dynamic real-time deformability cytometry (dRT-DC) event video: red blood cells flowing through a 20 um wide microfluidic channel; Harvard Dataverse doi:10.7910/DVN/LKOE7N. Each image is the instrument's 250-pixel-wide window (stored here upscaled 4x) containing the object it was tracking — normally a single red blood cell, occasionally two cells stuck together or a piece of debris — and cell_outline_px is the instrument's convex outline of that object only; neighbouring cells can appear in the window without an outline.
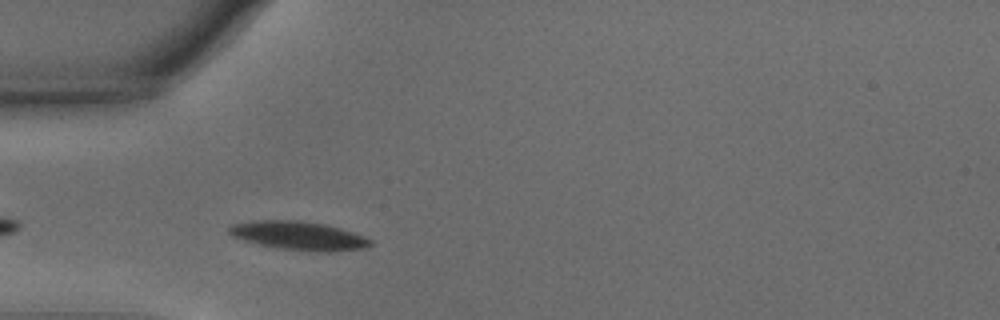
{"species": "common noctule bat (a hibernating species)", "species_latin": "Nyctalus noctula", "temperature_condition": "warm", "stored_images_in_passage": 17, "camera_frame_rate_fps": 3000, "um_per_image_px": 0.085, "animal": {"sex": "male", "body_mass_g": 15.6}, "frame": {"image": 1, "passage_image": 3, "time_ms": 0.667, "image_size_px": [1000, 320], "cell_outline_px": [[372, 244], [364, 248], [328, 252], [276, 248], [260, 244], [232, 236], [228, 232], [228, 228], [232, 224], [252, 220], [296, 220], [324, 224], [340, 228], [364, 236], [372, 240]], "centroid_in_image_um": [25.38, 20.02], "position_along_channel_um": 59.6, "area_um2": 23.35}}
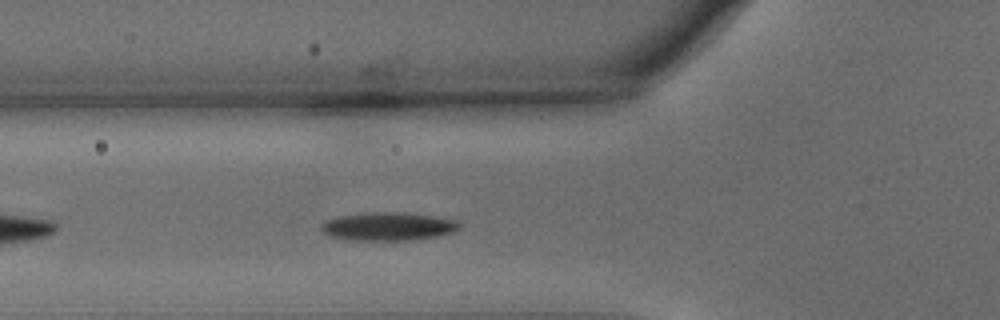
{"frame": {"image": 2, "passage_image": 6, "time_ms": 1.667, "image_size_px": [1000, 320], "cell_outline_px": [[460, 228], [456, 232], [436, 236], [408, 240], [356, 240], [332, 236], [324, 232], [320, 228], [320, 224], [324, 220], [340, 216], [372, 212], [400, 212], [432, 216], [456, 220], [460, 224]], "centroid_in_image_um": [33.01, 19.24], "position_along_channel_um": 92.8, "area_um2": 22.54}}
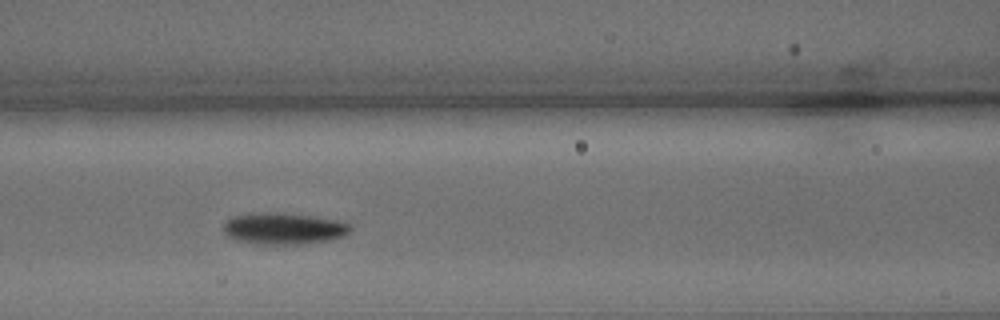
{"frame": {"image": 3, "passage_image": 10, "time_ms": 3.0, "image_size_px": [1000, 320], "cell_outline_px": [[352, 228], [348, 232], [332, 240], [296, 244], [260, 244], [236, 240], [228, 236], [224, 232], [224, 224], [232, 216], [260, 212], [272, 212], [308, 216], [336, 220], [348, 224]], "centroid_in_image_um": [24.07, 19.43], "position_along_channel_um": 142.5, "area_um2": 22.89}}